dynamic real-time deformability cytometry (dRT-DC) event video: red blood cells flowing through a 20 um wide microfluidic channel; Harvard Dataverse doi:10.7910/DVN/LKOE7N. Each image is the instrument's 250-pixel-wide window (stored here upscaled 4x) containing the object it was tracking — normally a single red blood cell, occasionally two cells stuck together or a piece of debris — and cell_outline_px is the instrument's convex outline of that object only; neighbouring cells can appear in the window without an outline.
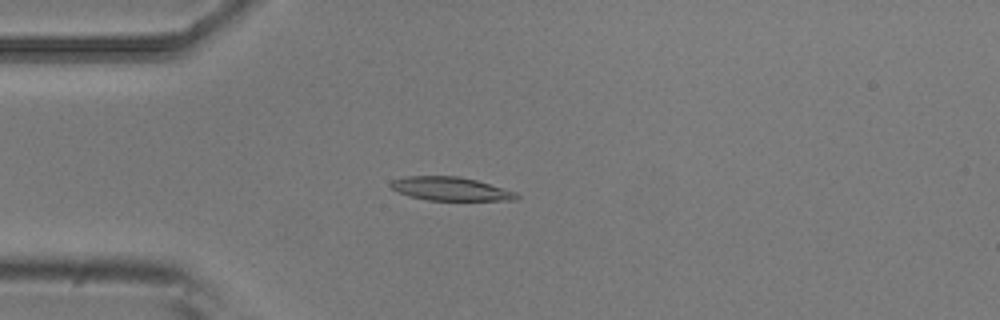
{"species": "common noctule bat (a hibernating species)", "species_latin": "Nyctalus noctula", "temperature_condition": "room temperature", "stored_images_in_passage": 5, "camera_frame_rate_fps": 3000, "um_per_image_px": 0.085, "animal": {"sex": "male", "body_mass_g": 20.5, "forearm_length_mm": 52.5}, "frame": {"image": 1, "passage_image": 4, "time_ms": 1.0, "image_size_px": [1000, 320], "cell_outline_px": [[520, 196], [516, 200], [428, 200], [408, 196], [392, 188], [388, 184], [392, 180], [408, 176], [460, 176], [476, 180], [516, 192]], "centroid_in_image_um": [38.29, 16.05], "position_along_channel_um": 46.7, "area_um2": 17.17}}